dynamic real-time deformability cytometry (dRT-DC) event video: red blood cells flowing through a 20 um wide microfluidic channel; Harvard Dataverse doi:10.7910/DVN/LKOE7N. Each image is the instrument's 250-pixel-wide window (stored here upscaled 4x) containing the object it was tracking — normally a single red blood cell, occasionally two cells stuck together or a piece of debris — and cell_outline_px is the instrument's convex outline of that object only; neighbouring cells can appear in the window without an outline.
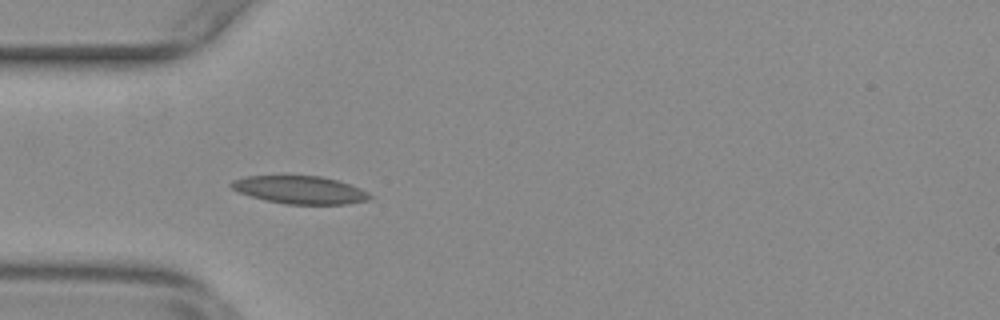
{"species": "common noctule bat (a hibernating species)", "species_latin": "Nyctalus noctula", "temperature_condition": "warm", "stored_images_in_passage": 34, "camera_frame_rate_fps": 3000, "um_per_image_px": 0.085, "animal": {"sex": "female", "body_mass_g": 29.2, "forearm_length_mm": 56.3}, "frame": {"image": 1, "passage_image": 1, "time_ms": 0.0, "image_size_px": [1000, 320], "cell_outline_px": [[376, 196], [368, 200], [348, 204], [284, 204], [252, 196], [240, 192], [232, 188], [228, 184], [232, 180], [248, 176], [320, 176], [336, 180], [360, 188]], "centroid_in_image_um": [25.54, 16.14], "position_along_channel_um": 59.5, "area_um2": 22.31}}
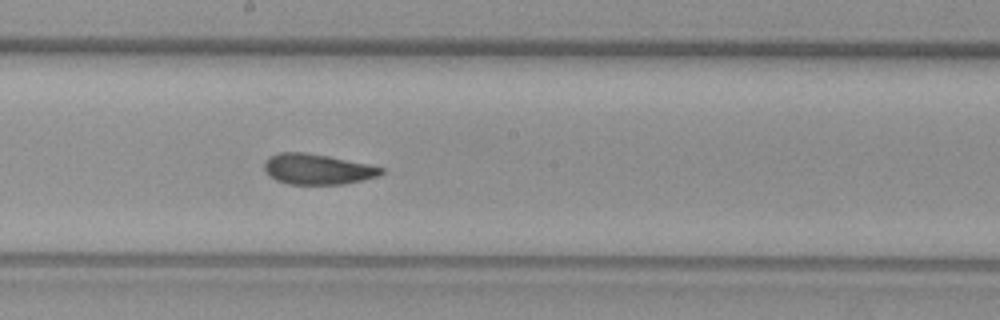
{"frame": {"image": 2, "passage_image": 14, "time_ms": 4.333, "image_size_px": [1000, 320], "cell_outline_px": [[384, 172], [380, 176], [364, 180], [344, 184], [288, 184], [276, 180], [264, 172], [264, 160], [268, 156], [280, 152], [304, 152], [328, 156], [368, 164], [384, 168]], "centroid_in_image_um": [26.96, 14.38], "position_along_channel_um": 221.2, "area_um2": 20.98}}
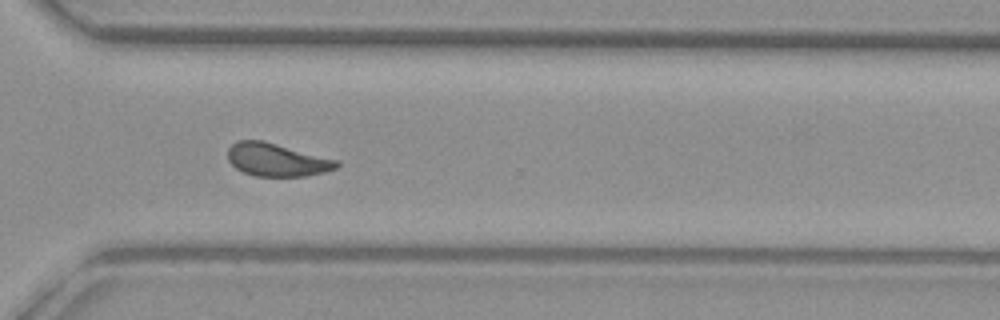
{"frame": {"image": 3, "passage_image": 24, "time_ms": 7.667, "image_size_px": [1000, 320], "cell_outline_px": [[340, 164], [336, 168], [324, 172], [308, 176], [256, 176], [244, 172], [236, 168], [228, 160], [228, 148], [236, 140], [264, 140], [340, 160]], "centroid_in_image_um": [23.55, 13.57], "position_along_channel_um": 347.0, "area_um2": 21.15}, "authors_computed_cell_mechanics": {"area_um2": 21.2126, "velocity_mm_per_s": 3.7822, "shape_relaxation_time_tau1_ms": 8.7023, "shape_relaxation_time_tau2_ms": 1.8954, "deformation_change_tau1": 0.1819, "deformation_change_tau2": 0.0763}}